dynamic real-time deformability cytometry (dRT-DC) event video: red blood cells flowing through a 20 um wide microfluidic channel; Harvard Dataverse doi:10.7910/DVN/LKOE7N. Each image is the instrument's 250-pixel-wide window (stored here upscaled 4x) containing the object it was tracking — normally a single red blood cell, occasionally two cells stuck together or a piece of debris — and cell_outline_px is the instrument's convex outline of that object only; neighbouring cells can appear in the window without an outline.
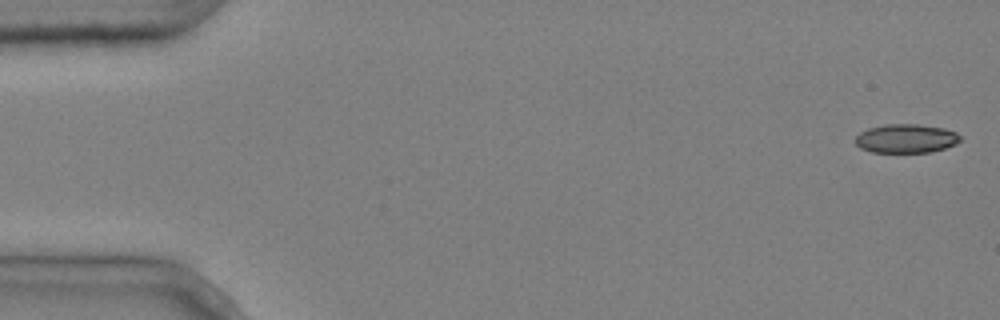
{"species": "common noctule bat (a hibernating species)", "species_latin": "Nyctalus noctula", "temperature_condition": "cold", "stored_images_in_passage": 5, "camera_frame_rate_fps": 3000, "um_per_image_px": 0.085, "animal": {"sex": "male", "body_mass_g": 20.4}, "frame": {"image": 1, "passage_image": 1, "time_ms": 0.0, "image_size_px": [1000, 320], "cell_outline_px": [[960, 140], [956, 144], [932, 152], [872, 152], [860, 148], [856, 144], [856, 136], [860, 132], [868, 128], [884, 124], [916, 124], [944, 128], [956, 132], [960, 136]], "centroid_in_image_um": [77.01, 11.77], "position_along_channel_um": 8.0, "area_um2": 17.63}}
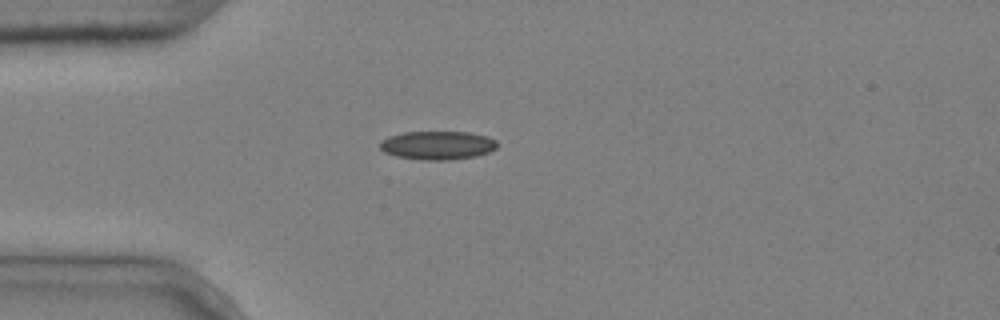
{"frame": {"image": 2, "passage_image": 4, "time_ms": 1.0, "image_size_px": [1000, 320], "cell_outline_px": [[500, 144], [496, 148], [488, 152], [476, 156], [448, 160], [424, 160], [396, 156], [384, 152], [380, 148], [380, 140], [388, 136], [404, 132], [468, 132], [488, 136], [496, 140]], "centroid_in_image_um": [37.2, 12.34], "position_along_channel_um": 47.8, "area_um2": 19.65}}